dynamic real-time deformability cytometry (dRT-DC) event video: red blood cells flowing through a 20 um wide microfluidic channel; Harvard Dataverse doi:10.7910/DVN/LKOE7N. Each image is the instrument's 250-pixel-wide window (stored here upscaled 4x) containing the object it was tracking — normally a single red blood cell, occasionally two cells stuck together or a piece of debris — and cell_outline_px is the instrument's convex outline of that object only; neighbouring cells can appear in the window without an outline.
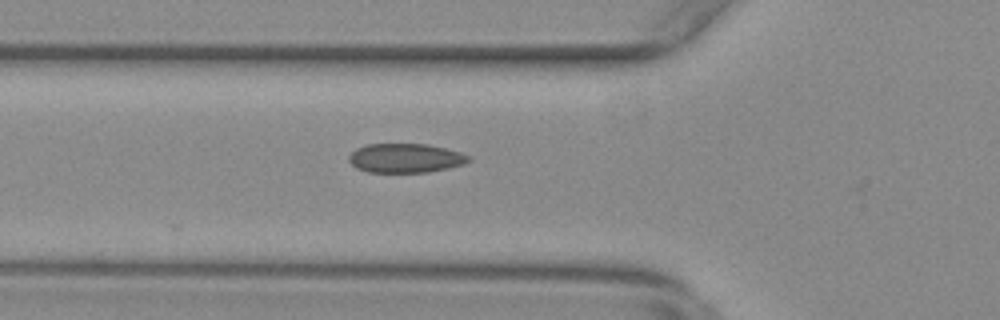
{"species": "common noctule bat (a hibernating species)", "species_latin": "Nyctalus noctula", "temperature_condition": "warm", "stored_images_in_passage": 17, "camera_frame_rate_fps": 3000, "um_per_image_px": 0.085, "animal": {"sex": "female", "body_mass_g": 29.2, "forearm_length_mm": 56.3}, "frame": {"image": 1, "passage_image": 2, "time_ms": 0.333, "image_size_px": [1000, 320], "cell_outline_px": [[472, 160], [464, 164], [448, 168], [428, 172], [368, 172], [356, 168], [348, 160], [348, 156], [356, 148], [368, 144], [428, 144], [460, 152], [468, 156]], "centroid_in_image_um": [34.45, 13.44], "position_along_channel_um": 91.3, "area_um2": 20.35}}
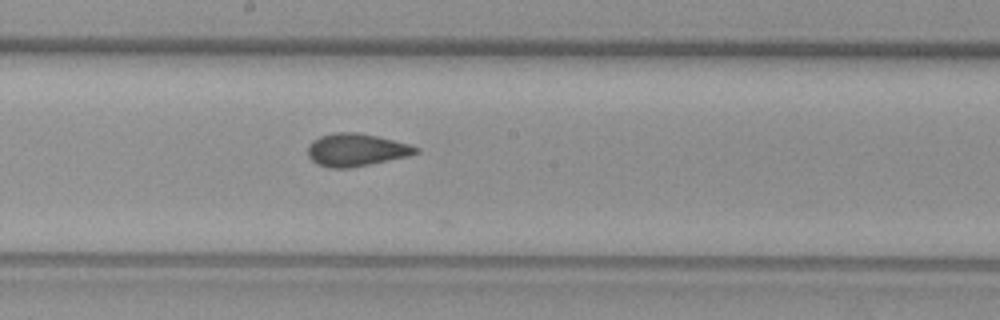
{"frame": {"image": 2, "passage_image": 12, "time_ms": 3.667, "image_size_px": [1000, 320], "cell_outline_px": [[420, 152], [408, 156], [348, 168], [328, 168], [316, 164], [308, 156], [308, 144], [312, 140], [320, 136], [336, 132], [356, 132], [376, 136], [408, 144], [420, 148]], "centroid_in_image_um": [30.24, 12.74], "position_along_channel_um": 218.0, "area_um2": 20.46}}
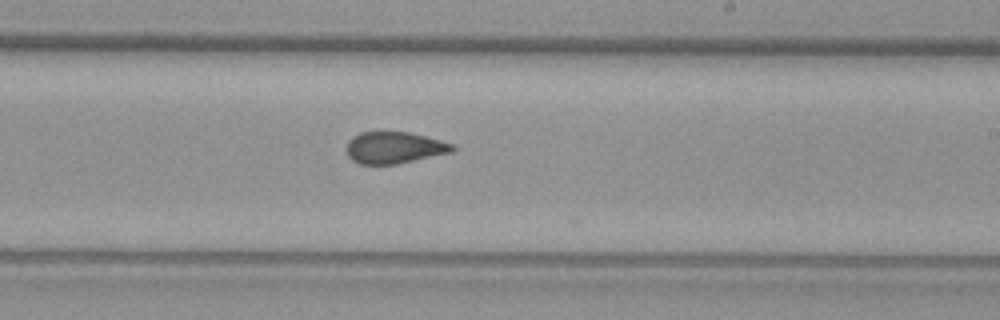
{"frame": {"image": 3, "passage_image": 15, "time_ms": 4.667, "image_size_px": [1000, 320], "cell_outline_px": [[456, 148], [452, 152], [396, 164], [360, 164], [352, 160], [348, 156], [348, 140], [352, 136], [360, 132], [408, 132], [440, 140], [452, 144]], "centroid_in_image_um": [33.5, 12.55], "position_along_channel_um": 255.5, "area_um2": 19.36}}